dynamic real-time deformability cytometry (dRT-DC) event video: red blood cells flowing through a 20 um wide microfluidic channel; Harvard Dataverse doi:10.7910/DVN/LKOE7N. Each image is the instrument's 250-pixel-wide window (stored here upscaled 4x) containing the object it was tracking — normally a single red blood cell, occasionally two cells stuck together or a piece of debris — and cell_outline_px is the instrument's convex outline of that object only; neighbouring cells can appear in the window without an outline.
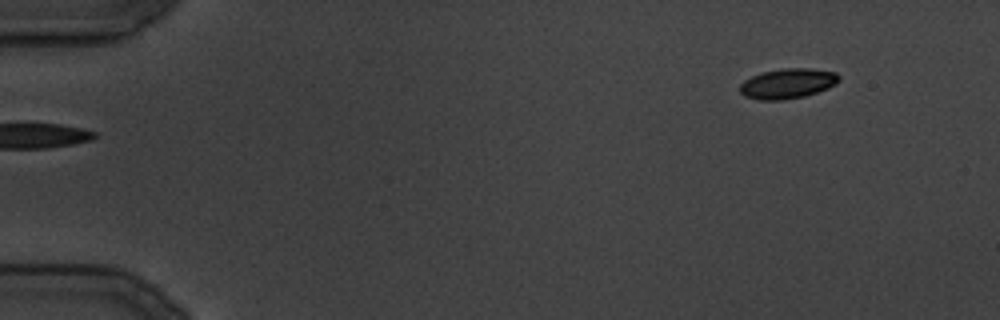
{"species": "common noctule bat (a hibernating species)", "species_latin": "Nyctalus noctula", "temperature_condition": "cold", "stored_images_in_passage": 19, "camera_frame_rate_fps": 3000, "um_per_image_px": 0.085, "animal": {"sex": "male", "body_mass_g": 19.5, "forearm_length_mm": 54.6}, "frame": {"image": 1, "passage_image": 1, "time_ms": 0.0, "image_size_px": [1000, 320], "cell_outline_px": [[840, 80], [836, 84], [828, 88], [804, 96], [780, 100], [760, 100], [744, 96], [740, 92], [740, 84], [744, 80], [752, 76], [764, 72], [784, 68], [808, 68], [836, 72], [840, 76]], "centroid_in_image_um": [66.96, 7.1], "position_along_channel_um": 18.0, "area_um2": 17.28}}
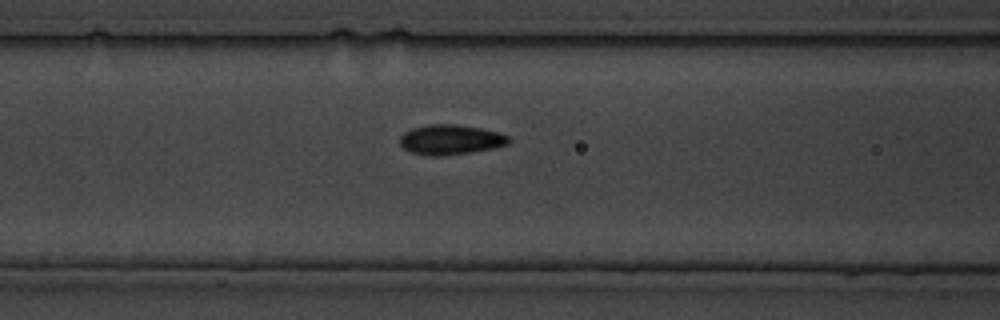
{"frame": {"image": 2, "passage_image": 12, "time_ms": 13.667, "image_size_px": [1000, 320], "cell_outline_px": [[508, 144], [492, 148], [472, 152], [440, 156], [428, 156], [412, 152], [404, 148], [400, 144], [400, 136], [404, 132], [412, 128], [428, 124], [456, 124], [480, 128], [496, 132], [508, 136]], "centroid_in_image_um": [38.25, 11.87], "position_along_channel_um": 128.4, "area_um2": 18.84}}
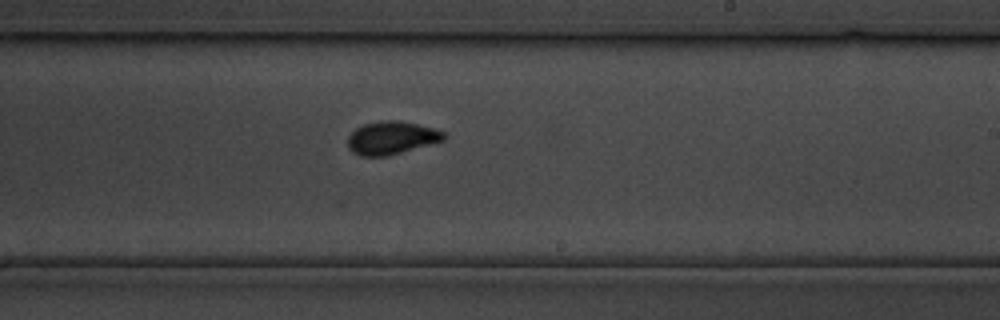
{"frame": {"image": 3, "passage_image": 19, "time_ms": 21.667, "image_size_px": [1000, 320], "cell_outline_px": [[444, 140], [400, 152], [384, 156], [360, 156], [352, 152], [348, 148], [348, 136], [356, 128], [364, 124], [380, 120], [396, 120], [416, 124], [432, 128], [444, 132]], "centroid_in_image_um": [33.22, 11.71], "position_along_channel_um": 255.8, "area_um2": 18.15}}